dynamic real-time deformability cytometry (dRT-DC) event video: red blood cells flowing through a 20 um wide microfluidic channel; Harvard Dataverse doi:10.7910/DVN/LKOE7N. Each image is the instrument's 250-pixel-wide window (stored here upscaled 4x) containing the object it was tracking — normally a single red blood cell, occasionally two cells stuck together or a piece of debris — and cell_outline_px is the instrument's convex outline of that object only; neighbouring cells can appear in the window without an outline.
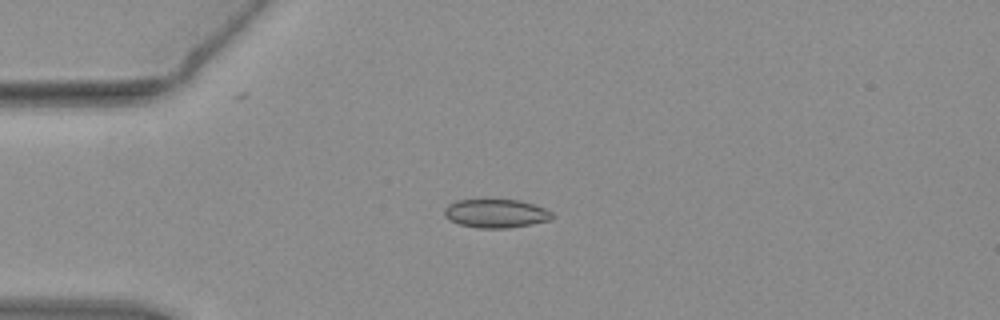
{"species": "common noctule bat (a hibernating species)", "species_latin": "Nyctalus noctula", "temperature_condition": "warm", "stored_images_in_passage": 52, "camera_frame_rate_fps": 3000, "um_per_image_px": 0.085, "animal": {"sex": "female", "body_mass_g": 19.3, "forearm_length_mm": 54.1}, "frame": {"image": 1, "passage_image": 13, "time_ms": 4.0, "image_size_px": [1000, 320], "cell_outline_px": [[552, 220], [532, 224], [508, 228], [480, 228], [460, 224], [448, 220], [444, 216], [444, 208], [448, 204], [456, 200], [520, 200], [544, 208], [552, 212]], "centroid_in_image_um": [42.13, 18.15], "position_along_channel_um": 42.9, "area_um2": 17.98}}
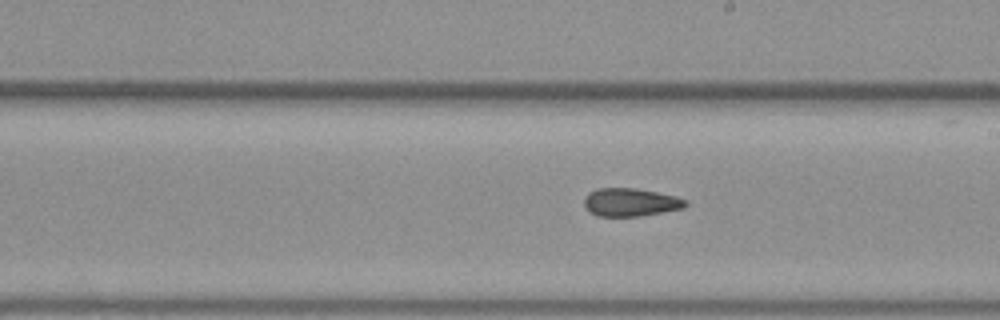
{"frame": {"image": 2, "passage_image": 30, "time_ms": 9.667, "image_size_px": [1000, 320], "cell_outline_px": [[688, 204], [684, 208], [664, 212], [640, 216], [596, 216], [588, 212], [584, 204], [584, 200], [588, 192], [596, 188], [636, 188], [676, 196], [688, 200]], "centroid_in_image_um": [53.59, 17.19], "position_along_channel_um": 235.4, "area_um2": 16.82}}
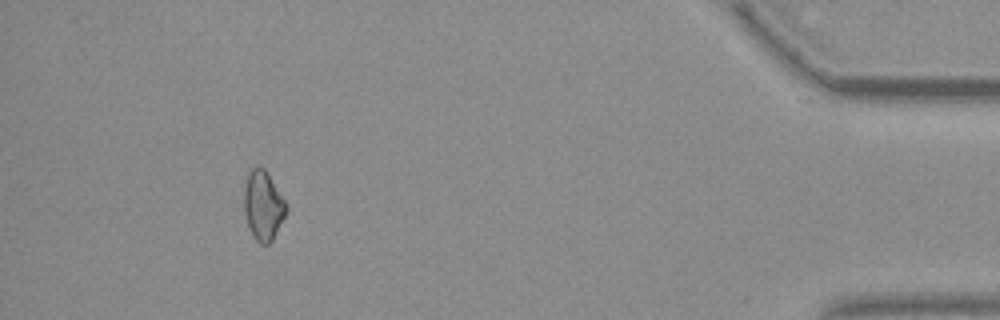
{"frame": {"image": 3, "passage_image": 49, "time_ms": 16.0, "image_size_px": [1000, 320], "cell_outline_px": [[288, 208], [272, 240], [268, 244], [260, 244], [252, 236], [244, 212], [244, 188], [248, 172], [252, 168], [264, 168], [284, 200]], "centroid_in_image_um": [22.34, 17.49], "position_along_channel_um": 412.9, "area_um2": 16.65}, "authors_computed_cell_mechanics": {"area_um2": 17.1377, "velocity_mm_per_s": 3.813, "shape_relaxation_time_tau1_ms": null, "shape_relaxation_time_tau2_ms": 1.5863, "deformation_change_tau1": null, "deformation_change_tau2": 0.0772}}